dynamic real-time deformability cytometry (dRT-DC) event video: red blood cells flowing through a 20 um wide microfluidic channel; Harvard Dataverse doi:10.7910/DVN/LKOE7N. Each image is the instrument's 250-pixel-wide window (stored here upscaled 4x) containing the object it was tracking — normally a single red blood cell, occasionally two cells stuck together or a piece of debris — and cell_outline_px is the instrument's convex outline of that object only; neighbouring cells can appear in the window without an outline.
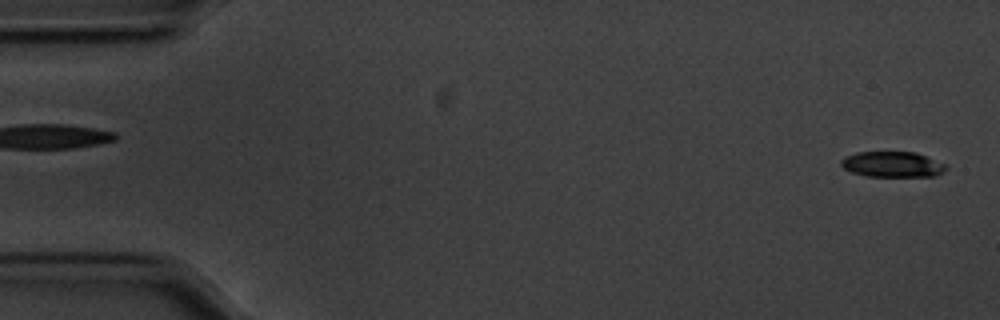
{"species": "common noctule bat (a hibernating species)", "species_latin": "Nyctalus noctula", "temperature_condition": "cold", "stored_images_in_passage": 52, "camera_frame_rate_fps": 3000, "um_per_image_px": 0.085, "animal": {"sex": "male", "body_mass_g": 20.1, "forearm_length_mm": 53.5}, "frame": {"image": 1, "passage_image": 1, "time_ms": 0.0, "image_size_px": [1000, 320], "cell_outline_px": [[948, 168], [944, 172], [936, 176], [868, 176], [852, 172], [844, 168], [840, 164], [840, 160], [844, 156], [856, 152], [916, 152], [948, 164]], "centroid_in_image_um": [75.89, 13.96], "position_along_channel_um": 9.1, "area_um2": 15.84}}
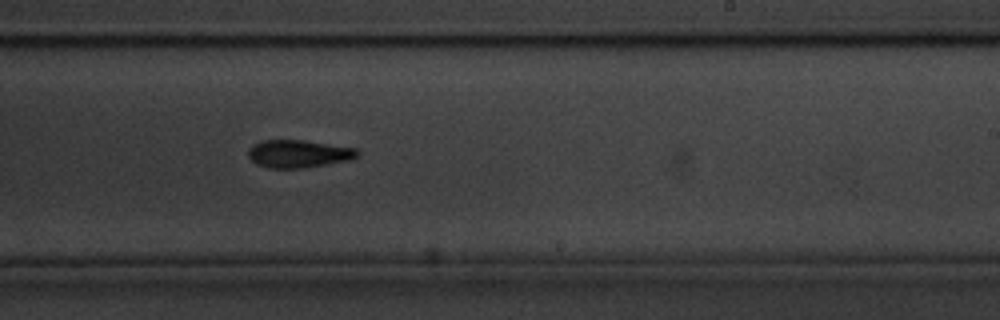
{"frame": {"image": 2, "passage_image": 33, "time_ms": 10.667, "image_size_px": [1000, 320], "cell_outline_px": [[360, 152], [352, 160], [300, 168], [268, 168], [256, 164], [248, 156], [248, 148], [252, 144], [264, 140], [304, 140], [356, 148]], "centroid_in_image_um": [25.36, 13.06], "position_along_channel_um": 263.6, "area_um2": 17.69}}
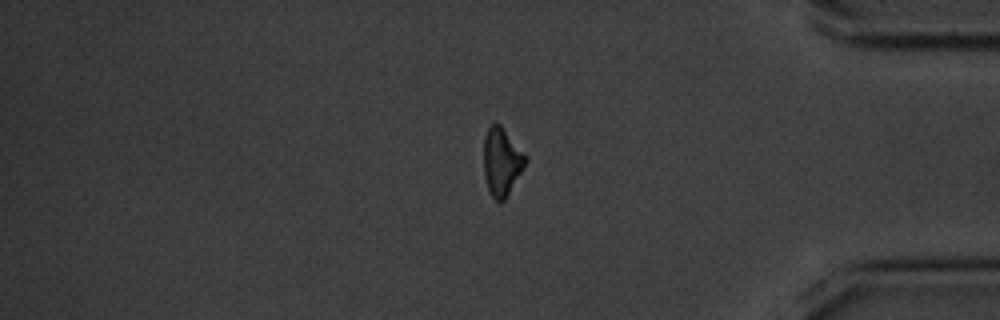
{"frame": {"image": 3, "passage_image": 46, "time_ms": 15.0, "image_size_px": [1000, 320], "cell_outline_px": [[528, 160], [504, 200], [500, 204], [488, 192], [484, 176], [484, 136], [488, 128], [492, 124], [500, 124], [528, 156]], "centroid_in_image_um": [42.64, 13.75], "position_along_channel_um": 392.6, "area_um2": 16.59}}